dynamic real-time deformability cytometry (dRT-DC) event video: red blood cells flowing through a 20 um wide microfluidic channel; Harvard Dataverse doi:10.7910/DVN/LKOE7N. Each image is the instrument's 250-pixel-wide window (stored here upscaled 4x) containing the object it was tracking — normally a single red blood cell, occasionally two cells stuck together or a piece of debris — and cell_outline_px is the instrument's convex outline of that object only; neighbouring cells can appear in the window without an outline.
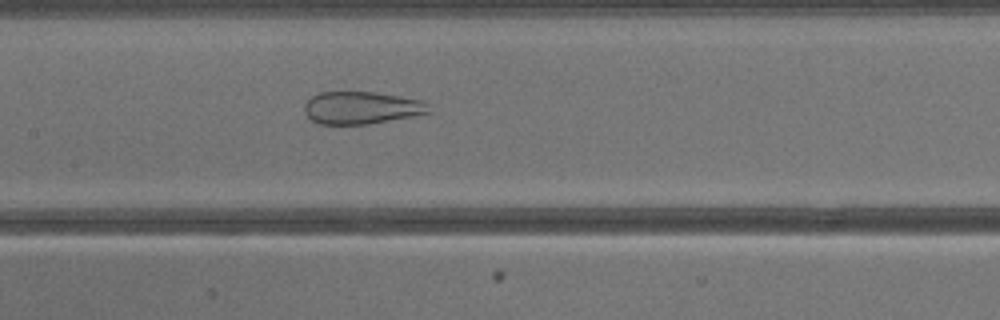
{"species": "common noctule bat (a hibernating species)", "species_latin": "Nyctalus noctula", "temperature_condition": "warm", "stored_images_in_passage": 21, "camera_frame_rate_fps": 3000, "um_per_image_px": 0.085, "animal": {"sex": "male", "body_mass_g": 13.3}, "frame": {"image": 1, "passage_image": 7, "time_ms": 2.0, "image_size_px": [1000, 320], "cell_outline_px": [[432, 112], [412, 116], [368, 124], [316, 124], [304, 112], [304, 104], [312, 96], [320, 92], [376, 92], [400, 96], [420, 100], [428, 104]], "centroid_in_image_um": [30.71, 9.16], "position_along_channel_um": 176.7, "area_um2": 23.52}}